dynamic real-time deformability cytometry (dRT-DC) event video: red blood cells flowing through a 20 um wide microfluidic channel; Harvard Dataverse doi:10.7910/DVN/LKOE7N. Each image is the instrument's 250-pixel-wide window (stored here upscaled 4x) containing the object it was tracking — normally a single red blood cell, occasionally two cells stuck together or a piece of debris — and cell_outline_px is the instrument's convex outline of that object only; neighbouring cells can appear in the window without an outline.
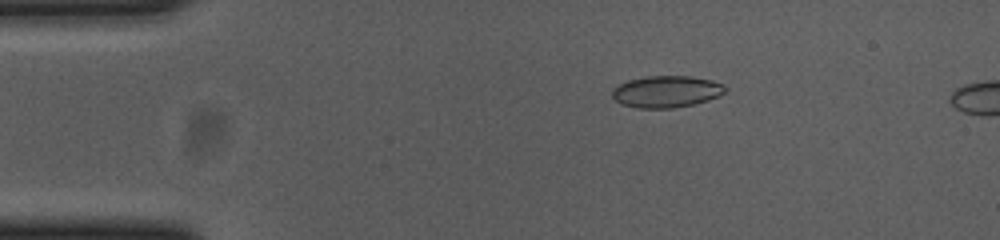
{"species": "common noctule bat (a hibernating species)", "species_latin": "Nyctalus noctula", "temperature_condition": "cold", "stored_images_in_passage": 54, "camera_frame_rate_fps": 3000, "um_per_image_px": 0.085, "animal": {"sex": "female", "body_mass_g": 23.0, "forearm_length_mm": 53.4}, "frame": {"image": 1, "passage_image": 10, "time_ms": 3.0, "image_size_px": [1000, 240], "cell_outline_px": [[728, 88], [720, 96], [708, 100], [692, 104], [672, 108], [636, 108], [620, 104], [612, 96], [612, 88], [628, 80], [648, 76], [688, 76], [712, 80], [724, 84]], "centroid_in_image_um": [56.65, 7.78], "position_along_channel_um": 28.4, "area_um2": 20.98}}
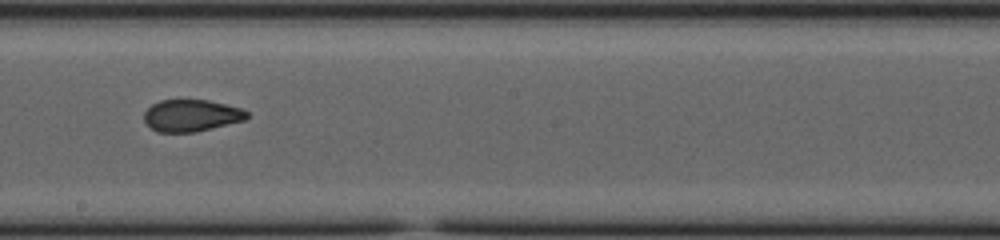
{"frame": {"image": 2, "passage_image": 31, "time_ms": 10.0, "image_size_px": [1000, 240], "cell_outline_px": [[248, 116], [244, 120], [196, 132], [156, 132], [144, 120], [144, 112], [152, 104], [160, 100], [208, 100], [240, 108], [248, 112]], "centroid_in_image_um": [16.24, 9.82], "position_along_channel_um": 232.0, "area_um2": 18.96}}
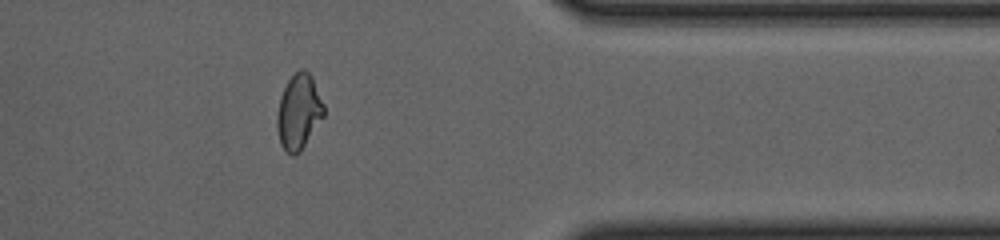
{"frame": {"image": 3, "passage_image": 45, "time_ms": 14.667, "image_size_px": [1000, 240], "cell_outline_px": [[324, 116], [300, 152], [296, 156], [292, 156], [280, 144], [276, 124], [276, 116], [280, 96], [288, 80], [300, 68], [304, 68], [312, 76], [324, 104]], "centroid_in_image_um": [25.39, 9.5], "position_along_channel_um": 386.0, "area_um2": 20.58}}